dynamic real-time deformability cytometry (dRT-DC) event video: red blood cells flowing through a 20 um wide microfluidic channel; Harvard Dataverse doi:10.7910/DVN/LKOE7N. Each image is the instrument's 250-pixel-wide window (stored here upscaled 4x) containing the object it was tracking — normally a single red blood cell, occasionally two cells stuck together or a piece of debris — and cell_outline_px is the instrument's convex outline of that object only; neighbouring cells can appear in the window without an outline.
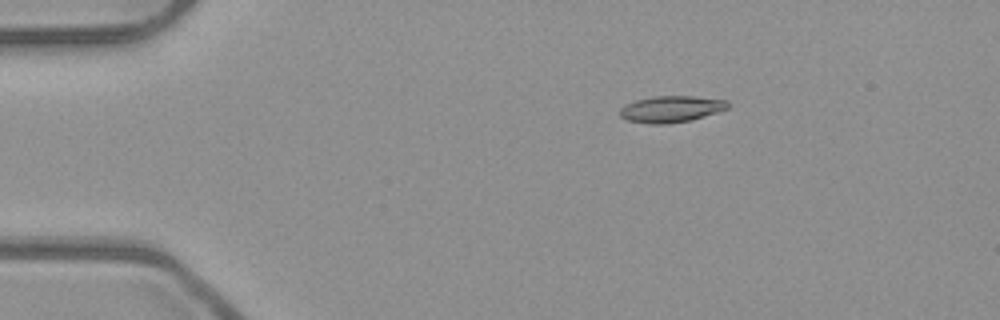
{"species": "common noctule bat (a hibernating species)", "species_latin": "Nyctalus noctula", "temperature_condition": "room temperature", "stored_images_in_passage": 5, "camera_frame_rate_fps": 3000, "um_per_image_px": 0.085, "animal": {"sex": "male", "body_mass_g": 23.1, "forearm_length_mm": 52.7}, "frame": {"image": 1, "passage_image": 3, "time_ms": 0.667, "image_size_px": [1000, 320], "cell_outline_px": [[728, 108], [692, 120], [668, 124], [648, 124], [628, 120], [620, 116], [620, 108], [624, 104], [636, 100], [652, 96], [692, 96], [728, 100]], "centroid_in_image_um": [57.02, 9.27], "position_along_channel_um": 28.0, "area_um2": 16.7}}